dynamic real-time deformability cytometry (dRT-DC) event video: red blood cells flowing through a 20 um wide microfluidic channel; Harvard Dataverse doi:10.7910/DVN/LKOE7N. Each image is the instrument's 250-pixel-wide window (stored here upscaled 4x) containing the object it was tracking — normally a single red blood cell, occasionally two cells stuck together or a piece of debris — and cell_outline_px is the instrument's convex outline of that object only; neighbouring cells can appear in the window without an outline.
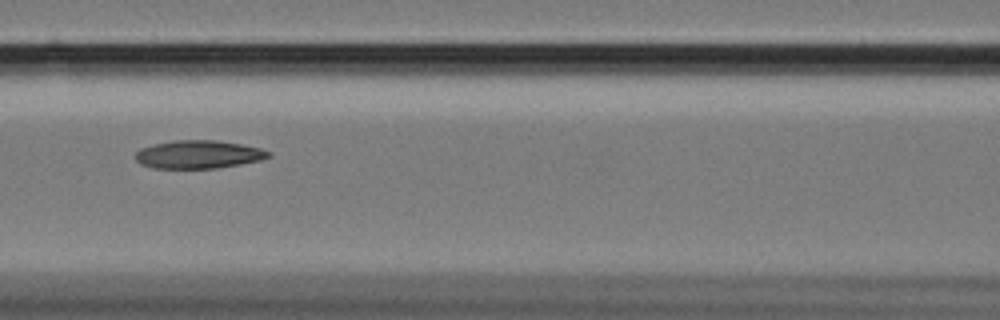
{"species": "Egyptian fruit bat (a non-hibernating species)", "species_latin": "Rousettus aegyptiacus", "temperature_condition": "cold", "stored_images_in_passage": 39, "camera_frame_rate_fps": 3000, "um_per_image_px": 0.085, "animal": {"sex": "female"}, "frame": {"image": 1, "passage_image": 15, "time_ms": 4.667, "image_size_px": [1000, 320], "cell_outline_px": [[272, 156], [260, 160], [240, 164], [216, 168], [152, 168], [140, 164], [136, 160], [136, 152], [140, 148], [152, 144], [172, 140], [216, 140], [240, 144], [260, 148], [272, 152]], "centroid_in_image_um": [16.86, 13.12], "position_along_channel_um": 149.7, "area_um2": 21.91}}
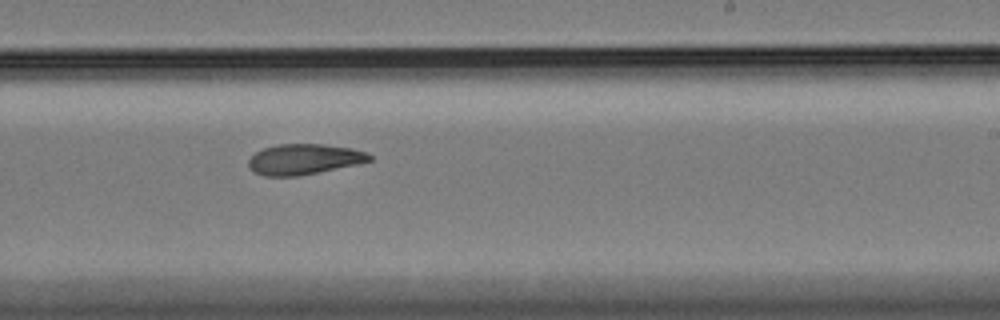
{"frame": {"image": 2, "passage_image": 25, "time_ms": 8.0, "image_size_px": [1000, 320], "cell_outline_px": [[372, 160], [356, 164], [296, 176], [264, 176], [252, 172], [248, 164], [248, 160], [256, 152], [264, 148], [276, 144], [324, 144], [352, 148], [364, 152], [372, 156]], "centroid_in_image_um": [25.8, 13.53], "position_along_channel_um": 263.2, "area_um2": 21.33}}
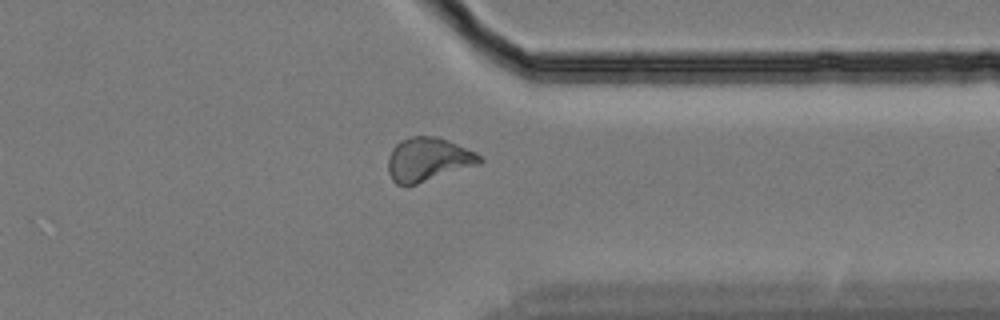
{"frame": {"image": 3, "passage_image": 35, "time_ms": 11.333, "image_size_px": [1000, 320], "cell_outline_px": [[484, 160], [480, 164], [416, 184], [396, 184], [392, 180], [388, 172], [388, 156], [392, 148], [400, 140], [412, 136], [440, 136], [476, 152]], "centroid_in_image_um": [36.39, 13.53], "position_along_channel_um": 375.0, "area_um2": 23.41}}